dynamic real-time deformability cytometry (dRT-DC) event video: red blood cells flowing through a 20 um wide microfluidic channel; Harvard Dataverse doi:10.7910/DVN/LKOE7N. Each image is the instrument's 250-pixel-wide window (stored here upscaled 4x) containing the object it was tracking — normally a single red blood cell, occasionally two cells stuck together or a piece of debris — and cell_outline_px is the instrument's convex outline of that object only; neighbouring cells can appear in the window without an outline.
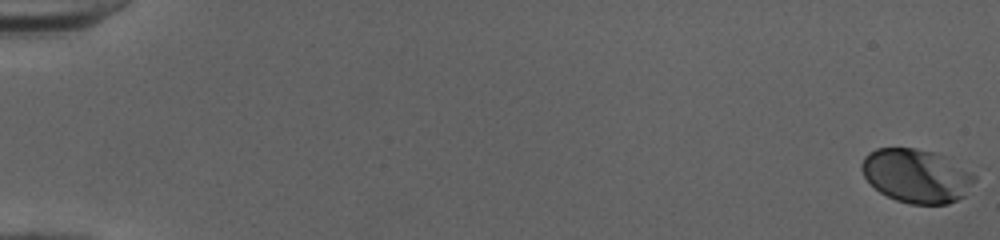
{"species": "human", "species_latin": "Homo sapiens", "temperature_condition": "cold", "stored_images_in_passage": 53, "camera_frame_rate_fps": 3000, "um_per_image_px": 0.085, "donor": {"sex": "female"}, "frame": {"image": 1, "passage_image": 1, "time_ms": 0.0, "image_size_px": [1000, 240], "cell_outline_px": [[980, 172], [976, 180], [964, 196], [948, 204], [908, 204], [896, 200], [880, 192], [864, 176], [860, 168], [860, 164], [864, 156], [868, 152], [876, 148], [916, 148], [932, 152], [944, 156]], "centroid_in_image_um": [77.97, 14.93], "position_along_channel_um": 7.0, "area_um2": 36.01}}
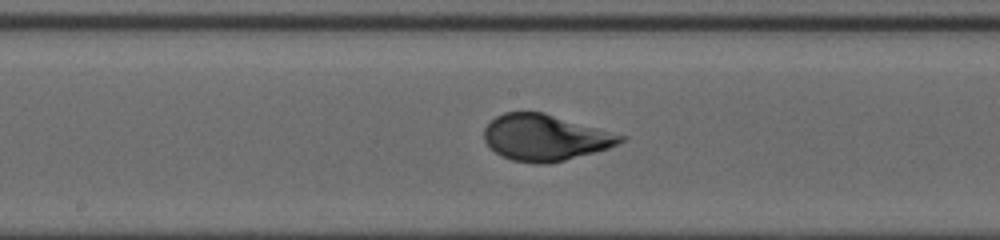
{"frame": {"image": 2, "passage_image": 30, "time_ms": 9.667, "image_size_px": [1000, 240], "cell_outline_px": [[628, 136], [624, 140], [608, 148], [564, 160], [548, 164], [536, 164], [512, 160], [496, 152], [484, 140], [484, 128], [496, 116], [504, 112], [544, 112]], "centroid_in_image_um": [46.35, 11.68], "position_along_channel_um": 201.9, "area_um2": 36.53}}
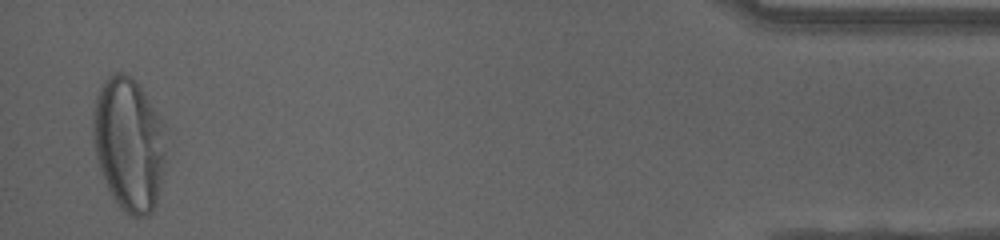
{"frame": {"image": 3, "passage_image": 52, "time_ms": 17.0, "image_size_px": [1000, 240], "cell_outline_px": [[168, 128], [164, 160], [160, 184], [156, 204], [152, 212], [148, 216], [132, 216], [120, 208], [112, 196], [100, 172], [96, 156], [92, 136], [92, 116], [96, 96], [104, 80], [116, 72], [124, 72], [136, 80], [168, 124]], "centroid_in_image_um": [10.98, 12.2], "position_along_channel_um": 424.2, "area_um2": 57.8}, "authors_computed_cell_mechanics": {"area_um2": 35.9516, "velocity_mm_per_s": 4.0144, "shape_relaxation_time_tau1_ms": 3.6421, "shape_relaxation_time_tau2_ms": null, "deformation_change_tau1": 0.1864, "deformation_change_tau2": null}}